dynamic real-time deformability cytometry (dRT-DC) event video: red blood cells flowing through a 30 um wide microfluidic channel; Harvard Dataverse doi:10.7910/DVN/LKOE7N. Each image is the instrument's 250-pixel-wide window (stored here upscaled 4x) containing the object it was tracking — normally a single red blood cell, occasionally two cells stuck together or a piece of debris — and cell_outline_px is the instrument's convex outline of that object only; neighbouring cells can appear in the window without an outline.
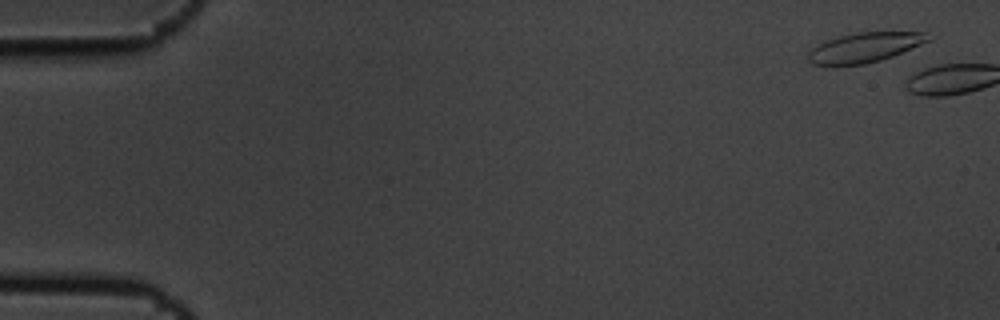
{"species": "common noctule bat (a hibernating species)", "species_latin": "Nyctalus noctula", "temperature_condition": "cold", "stored_images_in_passage": 2, "camera_frame_rate_fps": 3000, "um_per_image_px": 0.085, "animal": {"sex": "male", "body_mass_g": 19.5, "forearm_length_mm": 54.6}, "frame": {"image": 1, "passage_image": 1, "time_ms": 0.0, "image_size_px": [1000, 320], "cell_outline_px": [[936, 36], [932, 40], [892, 56], [880, 60], [864, 64], [812, 64], [808, 60], [808, 52], [816, 44], [824, 40], [856, 32], [924, 32]], "centroid_in_image_um": [73.54, 4.0], "position_along_channel_um": 11.5, "area_um2": 20.81}}